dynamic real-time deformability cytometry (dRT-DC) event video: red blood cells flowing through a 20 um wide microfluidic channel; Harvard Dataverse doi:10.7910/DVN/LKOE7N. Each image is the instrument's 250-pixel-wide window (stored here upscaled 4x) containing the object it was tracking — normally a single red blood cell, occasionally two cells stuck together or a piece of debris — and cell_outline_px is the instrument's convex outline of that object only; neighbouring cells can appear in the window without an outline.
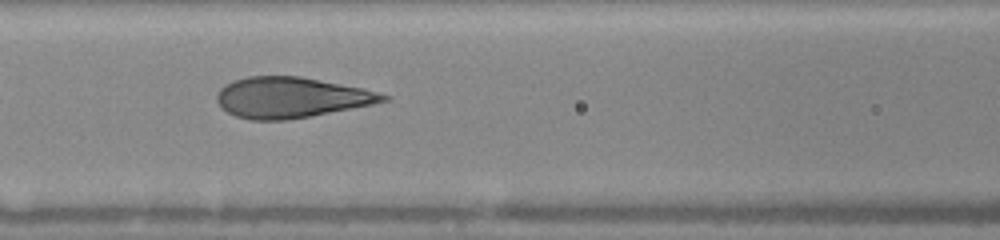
{"species": "human", "species_latin": "Homo sapiens", "temperature_condition": "warm", "stored_images_in_passage": 16, "camera_frame_rate_fps": 3000, "um_per_image_px": 0.085, "donor": {"sex": "female"}, "frame": {"image": 1, "passage_image": 10, "time_ms": 7.0, "image_size_px": [1000, 240], "cell_outline_px": [[392, 96], [388, 100], [372, 104], [352, 108], [308, 116], [284, 120], [248, 120], [236, 116], [228, 112], [216, 100], [216, 96], [220, 88], [232, 80], [248, 76], [300, 76], [364, 88]], "centroid_in_image_um": [24.73, 8.27], "position_along_channel_um": 141.9, "area_um2": 39.19}}